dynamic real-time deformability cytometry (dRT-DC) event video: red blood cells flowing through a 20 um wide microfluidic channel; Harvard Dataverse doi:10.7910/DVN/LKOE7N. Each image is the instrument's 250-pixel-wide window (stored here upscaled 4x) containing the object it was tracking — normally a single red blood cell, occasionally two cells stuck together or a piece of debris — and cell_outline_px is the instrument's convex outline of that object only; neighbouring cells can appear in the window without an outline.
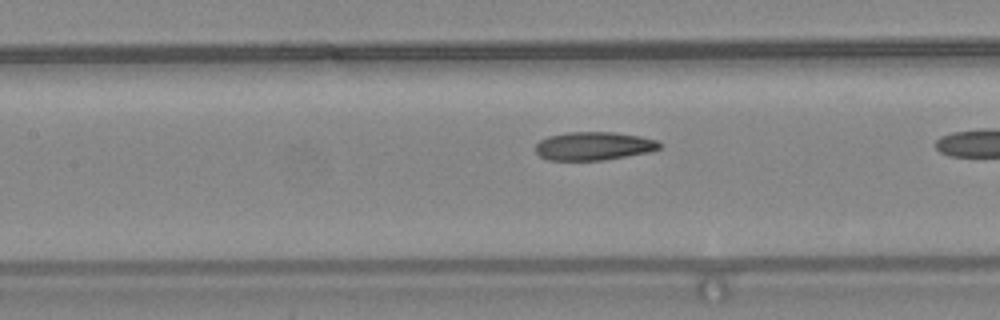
{"species": "common noctule bat (a hibernating species)", "species_latin": "Nyctalus noctula", "temperature_condition": "warm", "stored_images_in_passage": 9, "camera_frame_rate_fps": 3000, "um_per_image_px": 0.085, "animal": {"sex": "female", "body_mass_g": 24.6, "forearm_length_mm": 56.2}, "frame": {"image": 1, "passage_image": 8, "time_ms": 2.333, "image_size_px": [1000, 320], "cell_outline_px": [[660, 148], [648, 152], [604, 160], [548, 160], [540, 156], [536, 152], [536, 144], [540, 140], [548, 136], [568, 132], [616, 132], [640, 136], [656, 140], [660, 144]], "centroid_in_image_um": [50.44, 12.41], "position_along_channel_um": 157.0, "area_um2": 20.4}}